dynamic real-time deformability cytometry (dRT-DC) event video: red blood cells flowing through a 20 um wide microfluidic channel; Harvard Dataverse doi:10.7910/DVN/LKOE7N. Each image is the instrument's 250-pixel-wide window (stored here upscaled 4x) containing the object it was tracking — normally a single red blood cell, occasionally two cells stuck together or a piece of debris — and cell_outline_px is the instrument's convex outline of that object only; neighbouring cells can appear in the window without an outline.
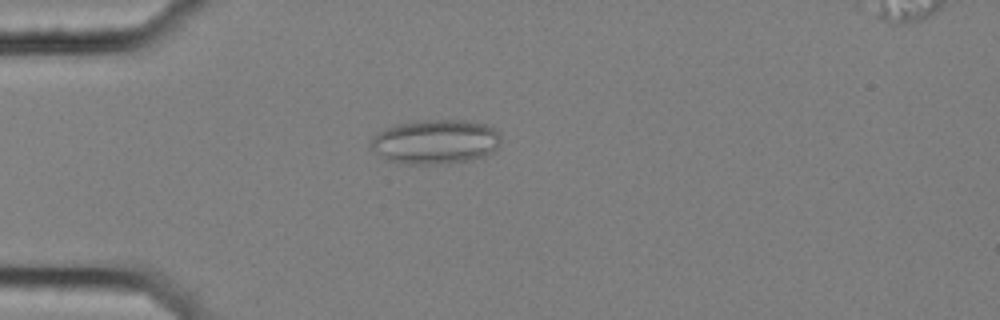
{"species": "common noctule bat (a hibernating species)", "species_latin": "Nyctalus noctula", "temperature_condition": "cold", "stored_images_in_passage": 57, "camera_frame_rate_fps": 3000, "um_per_image_px": 0.085, "animal": {"sex": "female", "body_mass_g": 25.1}, "frame": {"image": 1, "passage_image": 16, "time_ms": 5.0, "image_size_px": [1000, 320], "cell_outline_px": [[500, 144], [496, 152], [472, 160], [448, 164], [404, 164], [388, 160], [368, 148], [368, 144], [372, 136], [396, 124], [416, 120], [468, 120], [484, 124], [500, 132]], "centroid_in_image_um": [37.02, 12.06], "position_along_channel_um": 48.0, "area_um2": 34.33}}
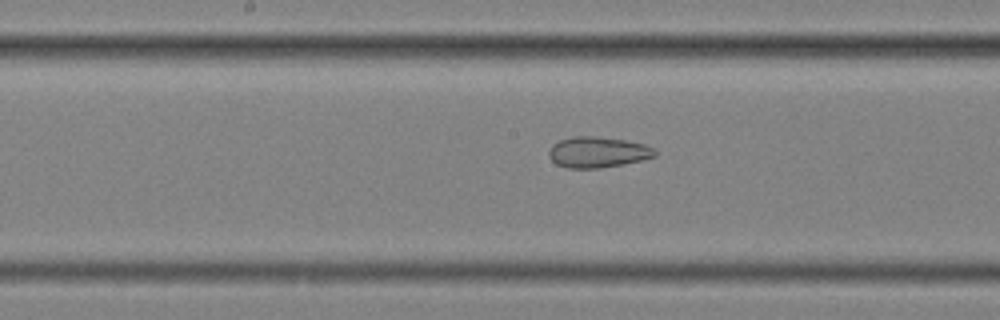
{"frame": {"image": 2, "passage_image": 30, "time_ms": 9.667, "image_size_px": [1000, 320], "cell_outline_px": [[656, 156], [644, 160], [624, 164], [600, 168], [568, 168], [556, 164], [548, 156], [548, 152], [552, 144], [560, 140], [572, 136], [592, 136], [624, 140], [644, 144], [656, 148]], "centroid_in_image_um": [50.82, 12.94], "position_along_channel_um": 197.4, "area_um2": 19.19}}
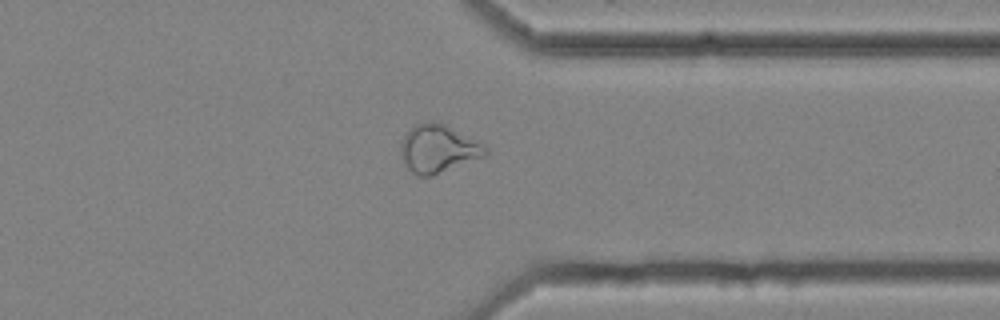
{"frame": {"image": 3, "passage_image": 45, "time_ms": 14.667, "image_size_px": [1000, 320], "cell_outline_px": [[488, 152], [484, 156], [432, 176], [420, 176], [412, 172], [408, 168], [400, 156], [400, 144], [404, 136], [416, 124], [428, 120], [440, 120], [484, 144], [488, 148]], "centroid_in_image_um": [37.25, 12.6], "position_along_channel_um": 374.2, "area_um2": 23.93}, "authors_computed_cell_mechanics": {"area_um2": 25.143, "velocity_mm_per_s": 3.5661, "shape_relaxation_time_tau1_ms": null, "shape_relaxation_time_tau2_ms": 2.6528, "deformation_change_tau1": null, "deformation_change_tau2": 0.0944}}